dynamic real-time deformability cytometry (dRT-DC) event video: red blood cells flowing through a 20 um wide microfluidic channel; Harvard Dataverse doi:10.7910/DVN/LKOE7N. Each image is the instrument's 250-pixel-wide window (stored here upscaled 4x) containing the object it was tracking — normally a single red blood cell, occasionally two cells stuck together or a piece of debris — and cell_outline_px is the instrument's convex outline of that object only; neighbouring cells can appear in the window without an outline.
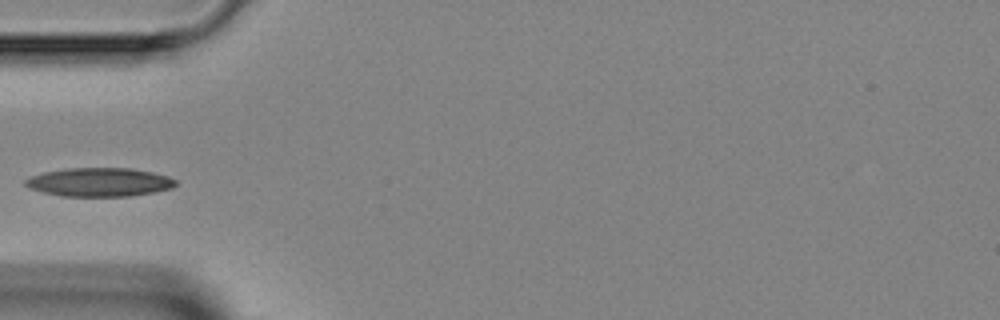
{"species": "Egyptian fruit bat (a non-hibernating species)", "species_latin": "Rousettus aegyptiacus", "temperature_condition": "room temperature", "stored_images_in_passage": 4, "camera_frame_rate_fps": 3000, "um_per_image_px": 0.085, "animal": {"sex": "female"}, "frame": {"image": 1, "passage_image": 4, "time_ms": 3.333, "image_size_px": [1000, 320], "cell_outline_px": [[176, 184], [172, 188], [152, 192], [128, 196], [60, 196], [28, 188], [24, 184], [24, 180], [32, 176], [44, 172], [64, 168], [132, 168], [152, 172], [168, 176], [176, 180]], "centroid_in_image_um": [8.43, 15.47], "position_along_channel_um": 76.6, "area_um2": 25.09}}